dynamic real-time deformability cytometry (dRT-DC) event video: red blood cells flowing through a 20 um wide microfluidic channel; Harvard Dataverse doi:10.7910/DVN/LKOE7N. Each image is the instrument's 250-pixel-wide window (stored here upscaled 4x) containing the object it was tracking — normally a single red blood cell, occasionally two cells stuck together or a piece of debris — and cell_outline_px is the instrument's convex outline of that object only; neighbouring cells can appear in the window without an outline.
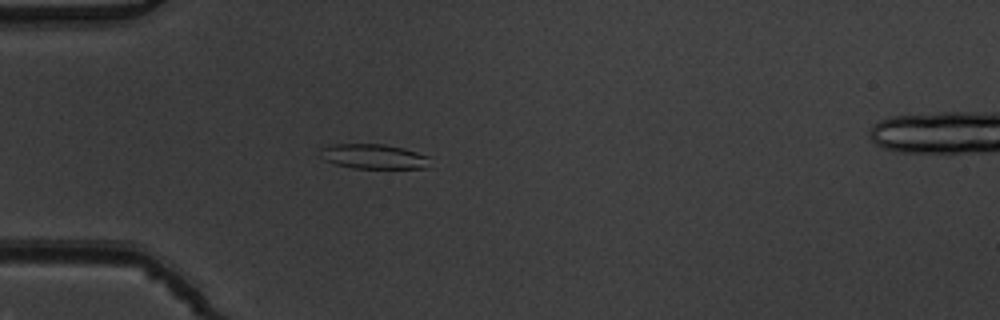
{"species": "common noctule bat (a hibernating species)", "species_latin": "Nyctalus noctula", "temperature_condition": "warm", "stored_images_in_passage": 38, "camera_frame_rate_fps": 3000, "um_per_image_px": 0.085, "animal": {"sex": "male", "body_mass_g": 19.5, "forearm_length_mm": 54.6}, "frame": {"image": 1, "passage_image": 1, "time_ms": 0.0, "image_size_px": [1000, 320], "cell_outline_px": [[432, 168], [352, 168], [336, 164], [324, 160], [320, 156], [320, 148], [332, 144], [384, 144], [404, 148], [428, 156]], "centroid_in_image_um": [31.77, 13.3], "position_along_channel_um": 53.2, "area_um2": 16.01}}
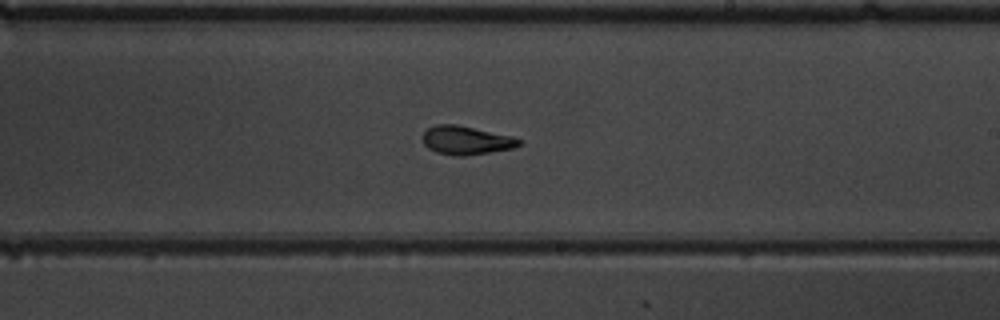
{"frame": {"image": 2, "passage_image": 17, "time_ms": 5.333, "image_size_px": [1000, 320], "cell_outline_px": [[524, 144], [512, 148], [464, 156], [456, 156], [436, 152], [428, 148], [424, 144], [424, 132], [428, 128], [436, 124], [456, 124], [512, 136], [524, 140]], "centroid_in_image_um": [39.66, 11.92], "position_along_channel_um": 249.3, "area_um2": 16.01}}
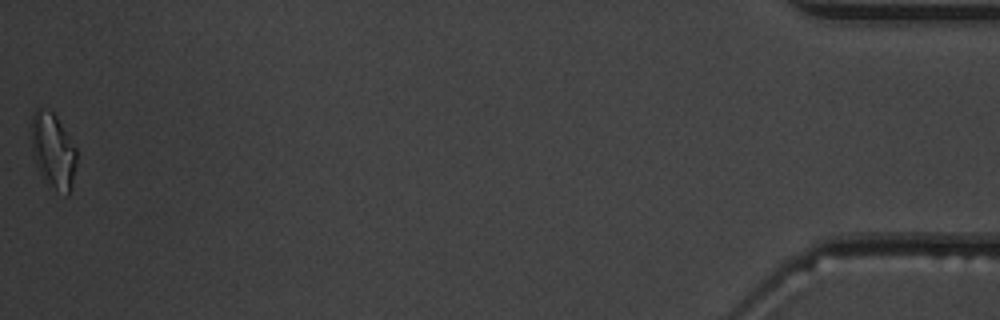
{"frame": {"image": 3, "passage_image": 38, "time_ms": 12.333, "image_size_px": [1000, 320], "cell_outline_px": [[76, 164], [68, 196], [56, 188], [40, 172], [36, 164], [32, 148], [28, 124], [36, 108], [40, 108], [52, 112], [56, 116], [76, 148]], "centroid_in_image_um": [4.47, 12.71], "position_along_channel_um": 430.7, "area_um2": 19.42}, "authors_computed_cell_mechanics": {"area_um2": 16.1262, "velocity_mm_per_s": 3.8896, "shape_relaxation_time_tau1_ms": 5.1031, "shape_relaxation_time_tau2_ms": 2.0239, "deformation_change_tau1": 0.163, "deformation_change_tau2": 0.0813}}